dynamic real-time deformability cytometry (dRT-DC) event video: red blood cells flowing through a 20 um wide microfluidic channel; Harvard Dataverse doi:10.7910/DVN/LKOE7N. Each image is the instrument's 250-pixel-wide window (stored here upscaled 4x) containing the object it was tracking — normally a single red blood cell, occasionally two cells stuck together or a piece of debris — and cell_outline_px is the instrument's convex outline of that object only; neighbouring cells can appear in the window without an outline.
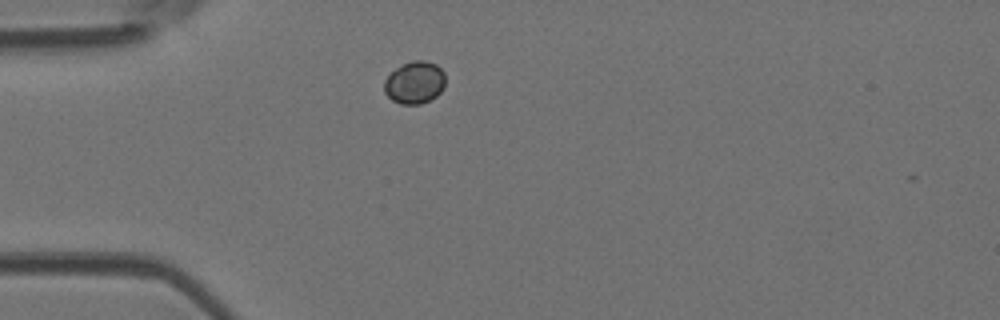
{"species": "Egyptian fruit bat (a non-hibernating species)", "species_latin": "Rousettus aegyptiacus", "temperature_condition": "room temperature", "stored_images_in_passage": 2, "camera_frame_rate_fps": 3000, "um_per_image_px": 0.085, "animal": {"sex": "female"}, "frame": {"image": 1, "passage_image": 1, "time_ms": 0.0, "image_size_px": [1000, 320], "cell_outline_px": [[444, 88], [436, 96], [420, 104], [400, 104], [392, 100], [384, 92], [384, 80], [396, 68], [412, 60], [424, 60], [436, 64], [444, 72]], "centroid_in_image_um": [35.24, 7.01], "position_along_channel_um": 49.8, "area_um2": 15.03}}